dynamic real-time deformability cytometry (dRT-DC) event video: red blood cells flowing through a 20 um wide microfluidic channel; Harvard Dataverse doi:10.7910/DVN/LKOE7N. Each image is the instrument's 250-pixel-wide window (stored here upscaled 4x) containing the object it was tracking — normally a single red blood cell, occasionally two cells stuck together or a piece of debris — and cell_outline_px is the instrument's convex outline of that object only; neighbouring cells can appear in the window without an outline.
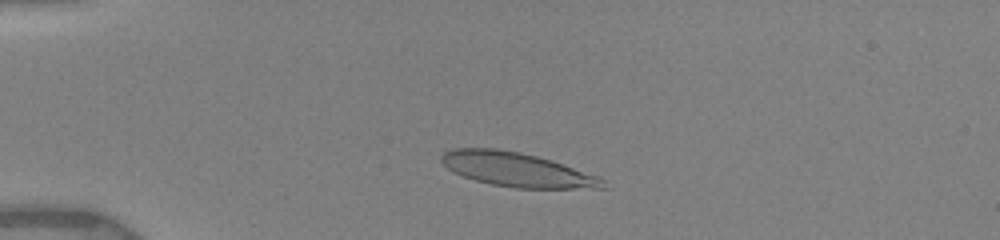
{"species": "human", "species_latin": "Homo sapiens", "temperature_condition": "warm", "stored_images_in_passage": 33, "camera_frame_rate_fps": 3000, "um_per_image_px": 0.085, "donor": {"sex": "female"}, "frame": {"image": 1, "passage_image": 10, "time_ms": 2.333, "image_size_px": [1000, 240], "cell_outline_px": [[608, 188], [516, 188], [492, 184], [476, 180], [452, 172], [440, 160], [440, 156], [444, 152], [452, 148], [496, 148], [520, 152], [552, 160], [600, 176], [604, 180]], "centroid_in_image_um": [43.96, 14.41], "position_along_channel_um": 41.0, "area_um2": 32.19}}
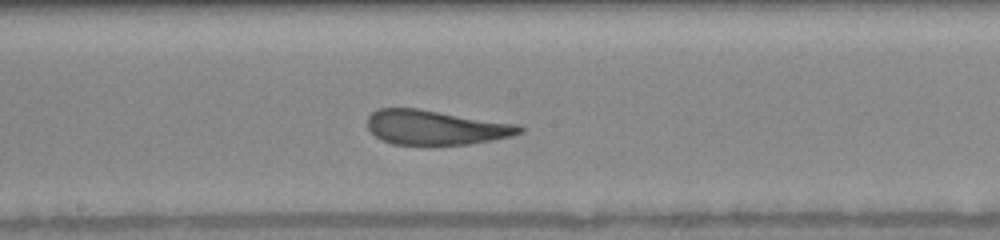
{"frame": {"image": 2, "passage_image": 25, "time_ms": 7.667, "image_size_px": [1000, 240], "cell_outline_px": [[524, 132], [512, 136], [492, 140], [468, 144], [392, 144], [376, 136], [368, 128], [368, 116], [372, 112], [380, 108], [416, 108], [516, 124], [524, 128]], "centroid_in_image_um": [37.03, 10.83], "position_along_channel_um": 211.2, "area_um2": 30.23}}
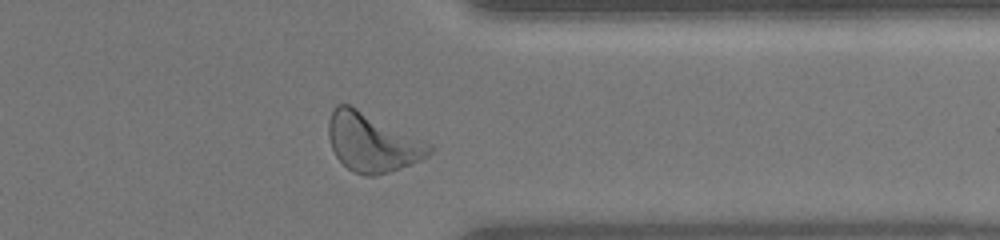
{"frame": {"image": 3, "passage_image": 31, "time_ms": 12.0, "image_size_px": [1000, 240], "cell_outline_px": [[436, 148], [428, 156], [412, 164], [376, 176], [364, 176], [352, 172], [336, 156], [332, 148], [328, 136], [328, 120], [336, 104], [348, 104], [432, 144]], "centroid_in_image_um": [31.65, 12.13], "position_along_channel_um": 379.8, "area_um2": 34.33}, "authors_computed_cell_mechanics": {"area_um2": 31.6166, "velocity_mm_per_s": 3.9641, "shape_relaxation_time_tau1_ms": 3.7662, "shape_relaxation_time_tau2_ms": 1.1217, "deformation_change_tau1": 0.1948, "deformation_change_tau2": 0.1086}}